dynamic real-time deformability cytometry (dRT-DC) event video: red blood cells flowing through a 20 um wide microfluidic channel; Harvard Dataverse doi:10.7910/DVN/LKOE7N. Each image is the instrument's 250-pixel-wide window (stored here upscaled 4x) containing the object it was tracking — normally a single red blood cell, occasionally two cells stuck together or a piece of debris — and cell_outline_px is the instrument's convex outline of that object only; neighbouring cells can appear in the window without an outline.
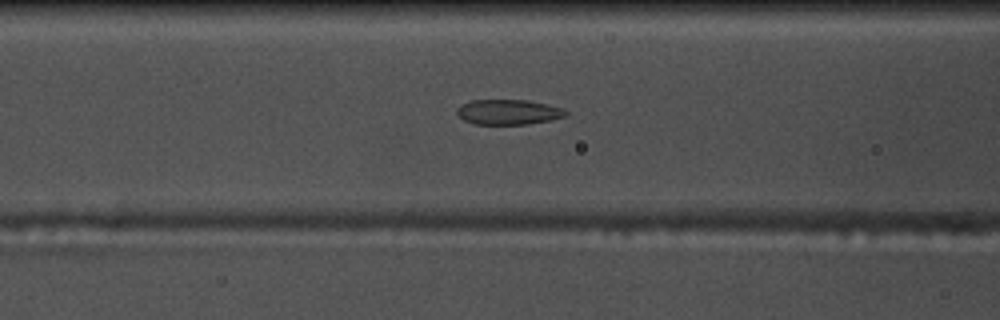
{"species": "common noctule bat (a hibernating species)", "species_latin": "Nyctalus noctula", "temperature_condition": "warm", "stored_images_in_passage": 29, "camera_frame_rate_fps": 3000, "um_per_image_px": 0.085, "animal": {"sex": "male", "body_mass_g": 17.5, "forearm_length_mm": 52.3}, "frame": {"image": 1, "passage_image": 6, "time_ms": 1.667, "image_size_px": [1000, 320], "cell_outline_px": [[568, 116], [528, 124], [476, 124], [464, 120], [456, 112], [456, 108], [472, 100], [528, 100], [560, 108], [568, 112]], "centroid_in_image_um": [43.2, 9.52], "position_along_channel_um": 123.4, "area_um2": 15.66}}
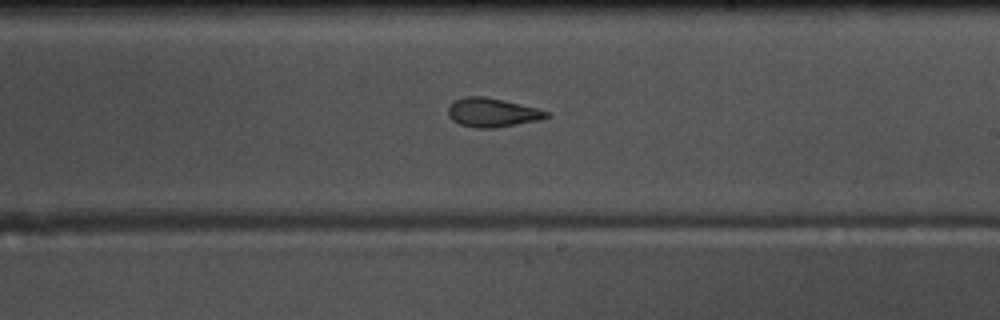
{"frame": {"image": 2, "passage_image": 16, "time_ms": 5.0, "image_size_px": [1000, 320], "cell_outline_px": [[548, 116], [536, 120], [516, 124], [492, 128], [476, 128], [460, 124], [452, 120], [448, 116], [448, 108], [456, 100], [464, 96], [484, 96], [540, 108], [548, 112]], "centroid_in_image_um": [41.82, 9.55], "position_along_channel_um": 247.2, "area_um2": 16.36}}
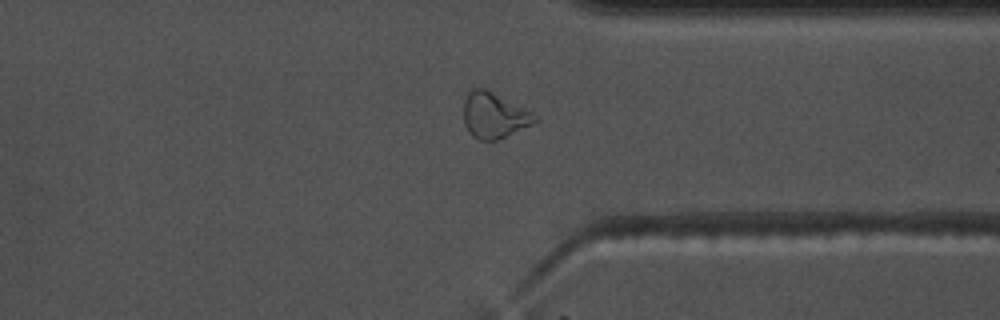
{"frame": {"image": 3, "passage_image": 26, "time_ms": 8.333, "image_size_px": [1000, 320], "cell_outline_px": [[536, 120], [532, 124], [496, 140], [480, 140], [472, 136], [468, 132], [464, 124], [464, 100], [468, 92], [472, 88], [484, 88], [536, 116]], "centroid_in_image_um": [41.91, 9.82], "position_along_channel_um": 369.5, "area_um2": 18.26}}